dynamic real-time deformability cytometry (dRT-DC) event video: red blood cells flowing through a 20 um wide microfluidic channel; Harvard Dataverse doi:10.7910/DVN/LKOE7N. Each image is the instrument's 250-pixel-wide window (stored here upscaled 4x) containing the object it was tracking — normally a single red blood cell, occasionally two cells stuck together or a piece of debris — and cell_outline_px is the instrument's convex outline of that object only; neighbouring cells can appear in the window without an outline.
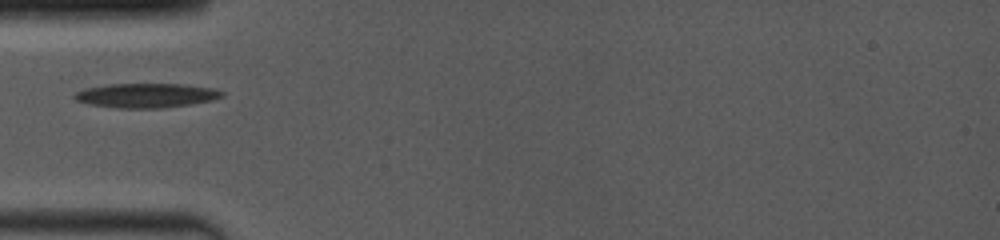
{"species": "common noctule bat (a hibernating species)", "species_latin": "Nyctalus noctula", "temperature_condition": "room temperature", "stored_images_in_passage": 12, "camera_frame_rate_fps": 4000, "um_per_image_px": 0.085, "animal": {"sex": "female", "body_mass_g": 19.0, "forearm_length_mm": 53.3}, "frame": {"image": 1, "passage_image": 1, "time_ms": 0.0, "image_size_px": [1000, 240], "cell_outline_px": [[224, 96], [212, 100], [164, 108], [116, 108], [88, 104], [76, 100], [72, 96], [76, 92], [84, 88], [108, 84], [184, 84], [216, 88], [224, 92]], "centroid_in_image_um": [12.43, 8.11], "position_along_channel_um": 72.6, "area_um2": 21.1}}
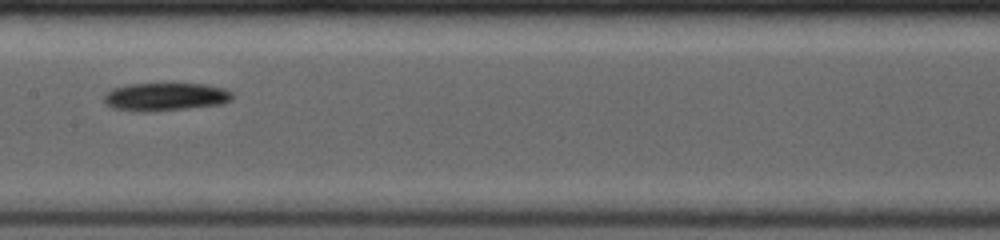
{"frame": {"image": 2, "passage_image": 6, "time_ms": 3.0, "image_size_px": [1000, 240], "cell_outline_px": [[232, 100], [224, 104], [188, 108], [144, 112], [112, 108], [104, 104], [104, 96], [112, 88], [132, 84], [204, 84], [224, 88], [232, 92]], "centroid_in_image_um": [14.07, 8.23], "position_along_channel_um": 193.3, "area_um2": 20.92}}
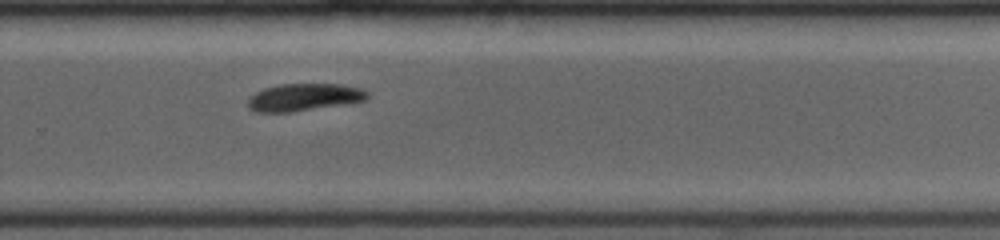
{"frame": {"image": 3, "passage_image": 12, "time_ms": 5.75, "image_size_px": [1000, 240], "cell_outline_px": [[368, 96], [364, 100], [356, 104], [292, 112], [256, 112], [248, 108], [248, 100], [256, 92], [264, 88], [280, 84], [340, 84], [360, 88], [368, 92]], "centroid_in_image_um": [25.9, 8.28], "position_along_channel_um": 303.9, "area_um2": 19.42}}